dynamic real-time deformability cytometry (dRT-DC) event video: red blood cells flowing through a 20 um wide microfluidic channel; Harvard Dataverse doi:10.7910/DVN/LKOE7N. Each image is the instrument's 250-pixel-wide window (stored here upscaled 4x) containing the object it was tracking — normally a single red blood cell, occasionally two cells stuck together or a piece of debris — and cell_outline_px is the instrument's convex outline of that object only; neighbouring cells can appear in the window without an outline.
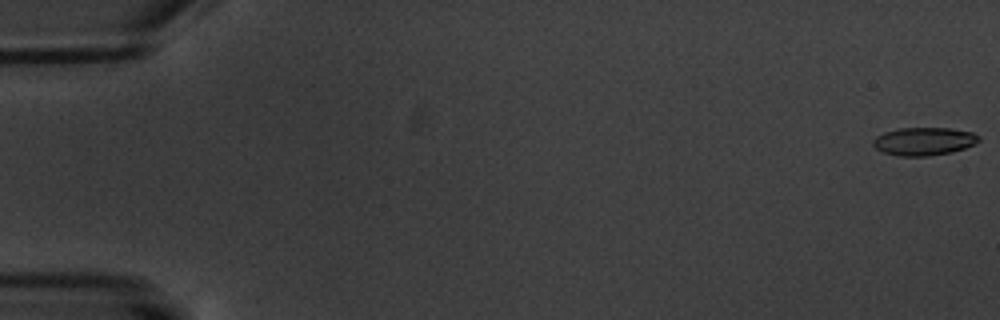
{"species": "common noctule bat (a hibernating species)", "species_latin": "Nyctalus noctula", "temperature_condition": "warm", "stored_images_in_passage": 6, "camera_frame_rate_fps": 3000, "um_per_image_px": 0.085, "animal": {"sex": "male", "body_mass_g": 20.1, "forearm_length_mm": 53.5}, "frame": {"image": 1, "passage_image": 1, "time_ms": 0.0, "image_size_px": [1000, 320], "cell_outline_px": [[980, 140], [976, 144], [952, 152], [928, 156], [900, 156], [884, 152], [876, 148], [872, 144], [872, 140], [876, 136], [884, 132], [900, 128], [948, 128], [972, 132], [980, 136]], "centroid_in_image_um": [78.54, 12.01], "position_along_channel_um": 6.5, "area_um2": 17.28}}
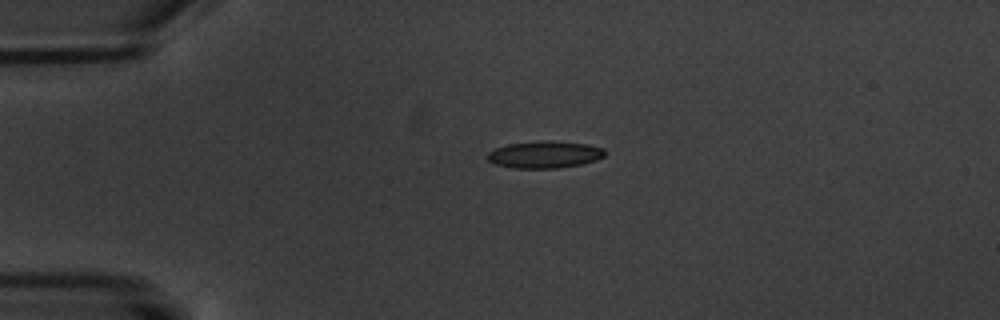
{"frame": {"image": 2, "passage_image": 5, "time_ms": 4.667, "image_size_px": [1000, 320], "cell_outline_px": [[604, 156], [596, 160], [580, 164], [560, 168], [512, 168], [496, 164], [488, 160], [488, 152], [496, 148], [508, 144], [544, 140], [548, 140], [588, 144], [604, 148]], "centroid_in_image_um": [46.3, 13.13], "position_along_channel_um": 38.7, "area_um2": 18.44}}